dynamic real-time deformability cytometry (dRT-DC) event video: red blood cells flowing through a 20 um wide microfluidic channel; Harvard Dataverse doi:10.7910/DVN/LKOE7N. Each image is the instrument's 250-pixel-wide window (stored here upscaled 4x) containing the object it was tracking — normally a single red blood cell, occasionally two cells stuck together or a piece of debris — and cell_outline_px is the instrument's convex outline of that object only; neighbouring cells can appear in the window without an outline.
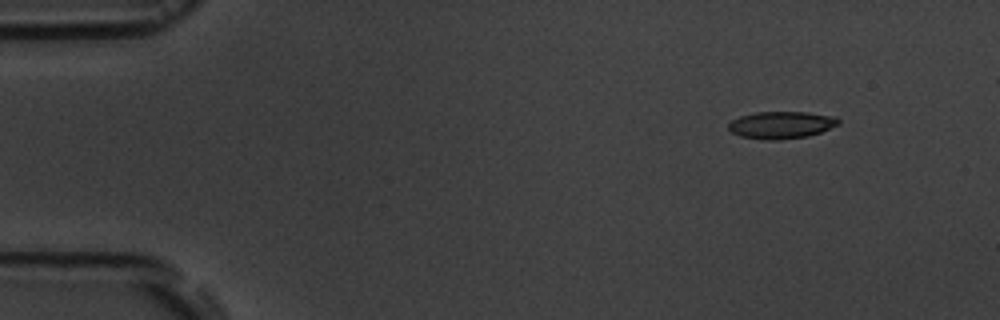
{"species": "common noctule bat (a hibernating species)", "species_latin": "Nyctalus noctula", "temperature_condition": "room temperature", "stored_images_in_passage": 5, "camera_frame_rate_fps": 3000, "um_per_image_px": 0.085, "animal": {"sex": "male", "body_mass_g": 19.5, "forearm_length_mm": 54.6}, "frame": {"image": 1, "passage_image": 1, "time_ms": 0.0, "image_size_px": [1000, 320], "cell_outline_px": [[840, 124], [820, 132], [808, 136], [776, 140], [764, 140], [740, 136], [732, 132], [728, 128], [728, 124], [732, 120], [740, 116], [756, 112], [808, 112], [836, 116], [840, 120]], "centroid_in_image_um": [66.43, 10.62], "position_along_channel_um": 18.6, "area_um2": 17.51}}